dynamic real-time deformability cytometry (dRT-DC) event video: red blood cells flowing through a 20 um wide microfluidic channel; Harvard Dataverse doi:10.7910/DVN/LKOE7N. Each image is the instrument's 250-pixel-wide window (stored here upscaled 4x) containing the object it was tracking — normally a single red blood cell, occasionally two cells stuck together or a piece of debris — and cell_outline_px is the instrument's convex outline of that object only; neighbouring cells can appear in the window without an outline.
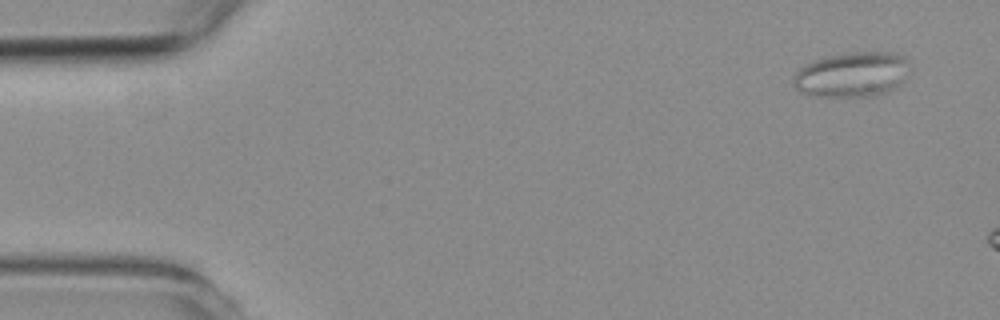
{"species": "common noctule bat (a hibernating species)", "species_latin": "Nyctalus noctula", "temperature_condition": "room temperature", "stored_images_in_passage": 4, "camera_frame_rate_fps": 3000, "um_per_image_px": 0.085, "animal": {"sex": "female", "body_mass_g": 19.3, "forearm_length_mm": 54.1}, "frame": {"image": 1, "passage_image": 2, "time_ms": 1.0, "image_size_px": [1000, 320], "cell_outline_px": [[912, 68], [904, 80], [900, 84], [876, 96], [820, 96], [804, 92], [796, 88], [792, 84], [792, 76], [804, 64], [812, 60], [828, 56], [852, 52], [892, 52], [908, 56]], "centroid_in_image_um": [72.48, 6.3], "position_along_channel_um": 12.5, "area_um2": 30.87}}